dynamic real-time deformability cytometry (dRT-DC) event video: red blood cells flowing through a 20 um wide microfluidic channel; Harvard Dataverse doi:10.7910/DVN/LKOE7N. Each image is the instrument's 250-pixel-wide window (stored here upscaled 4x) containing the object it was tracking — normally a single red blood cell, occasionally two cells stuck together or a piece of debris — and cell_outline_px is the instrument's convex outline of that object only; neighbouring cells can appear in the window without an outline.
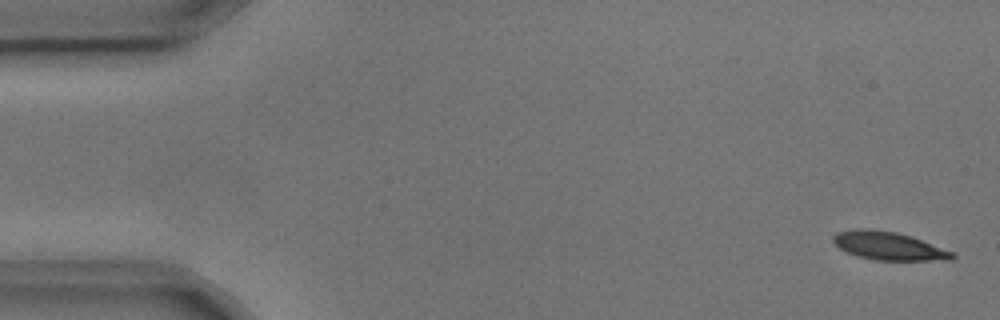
{"species": "common noctule bat (a hibernating species)", "species_latin": "Nyctalus noctula", "temperature_condition": "cold", "stored_images_in_passage": 5, "camera_frame_rate_fps": 3000, "um_per_image_px": 0.085, "animal": {"sex": "male", "body_mass_g": 17.9, "forearm_length_mm": 54.2}, "frame": {"image": 1, "passage_image": 1, "time_ms": 0.0, "image_size_px": [1000, 320], "cell_outline_px": [[956, 256], [952, 260], [876, 260], [856, 256], [840, 248], [832, 240], [832, 236], [836, 232], [856, 228], [872, 228], [896, 232], [912, 236], [956, 252]], "centroid_in_image_um": [75.57, 20.89], "position_along_channel_um": 9.4, "area_um2": 19.88}}